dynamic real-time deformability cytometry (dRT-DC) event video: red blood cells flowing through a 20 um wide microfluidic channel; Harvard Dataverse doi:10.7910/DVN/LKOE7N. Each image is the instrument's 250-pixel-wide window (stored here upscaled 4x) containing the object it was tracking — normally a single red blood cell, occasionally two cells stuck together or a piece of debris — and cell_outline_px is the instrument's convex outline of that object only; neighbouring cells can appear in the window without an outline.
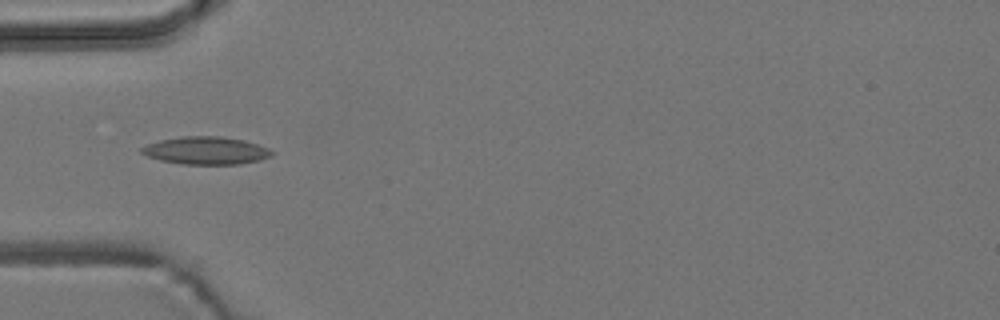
{"species": "common noctule bat (a hibernating species)", "species_latin": "Nyctalus noctula", "temperature_condition": "room temperature", "stored_images_in_passage": 8, "camera_frame_rate_fps": 3000, "um_per_image_px": 0.085, "animal": {"sex": "male", "body_mass_g": 19.2, "forearm_length_mm": 51.8}, "frame": {"image": 1, "passage_image": 2, "time_ms": 1.333, "image_size_px": [1000, 320], "cell_outline_px": [[276, 152], [272, 156], [260, 160], [240, 164], [184, 164], [160, 160], [148, 156], [140, 152], [140, 148], [148, 144], [160, 140], [180, 136], [220, 136], [244, 140], [268, 148]], "centroid_in_image_um": [17.53, 12.79], "position_along_channel_um": 67.5, "area_um2": 21.04}}
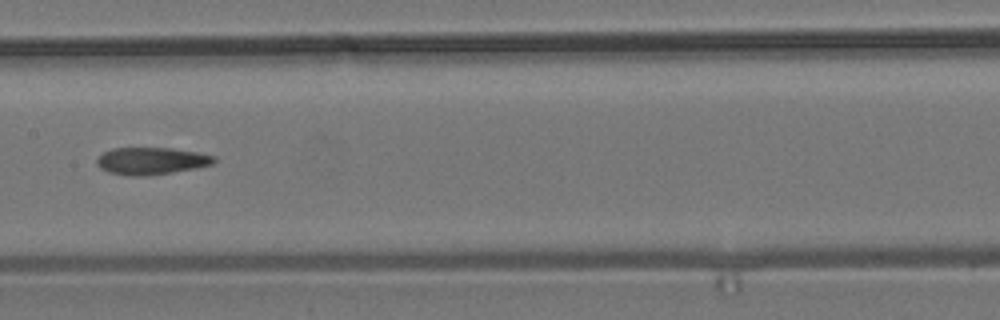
{"frame": {"image": 2, "passage_image": 5, "time_ms": 4.667, "image_size_px": [1000, 320], "cell_outline_px": [[216, 160], [212, 164], [172, 172], [144, 176], [132, 176], [108, 172], [100, 168], [96, 164], [96, 160], [104, 152], [112, 148], [172, 148], [200, 152], [216, 156]], "centroid_in_image_um": [12.86, 13.67], "position_along_channel_um": 194.5, "area_um2": 18.5}}
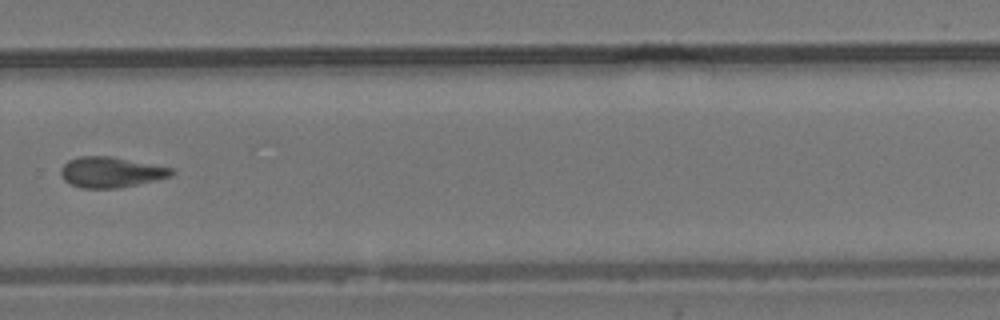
{"frame": {"image": 3, "passage_image": 8, "time_ms": 8.0, "image_size_px": [1000, 320], "cell_outline_px": [[176, 172], [172, 176], [120, 188], [84, 188], [72, 184], [64, 180], [60, 172], [60, 168], [68, 160], [80, 156], [112, 156], [172, 168]], "centroid_in_image_um": [9.43, 14.63], "position_along_channel_um": 320.4, "area_um2": 19.65}}